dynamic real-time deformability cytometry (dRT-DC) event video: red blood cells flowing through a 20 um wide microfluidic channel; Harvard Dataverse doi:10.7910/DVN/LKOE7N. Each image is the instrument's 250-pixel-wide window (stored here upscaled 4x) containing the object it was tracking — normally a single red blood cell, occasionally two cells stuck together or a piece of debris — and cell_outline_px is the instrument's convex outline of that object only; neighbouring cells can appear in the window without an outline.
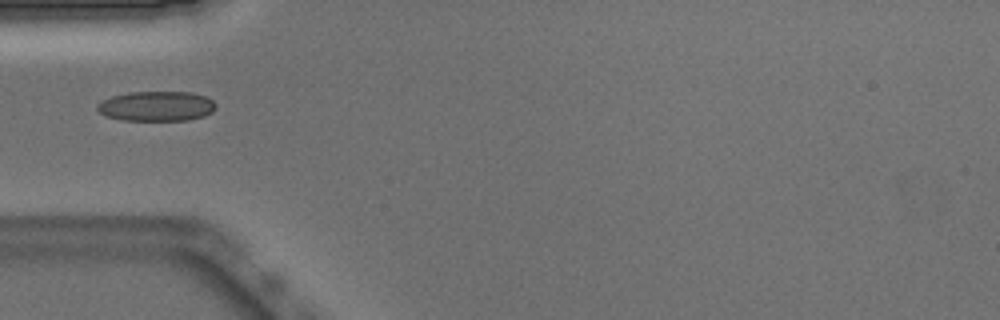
{"species": "Egyptian fruit bat (a non-hibernating species)", "species_latin": "Rousettus aegyptiacus", "temperature_condition": "warm", "stored_images_in_passage": 19, "camera_frame_rate_fps": 3000, "um_per_image_px": 0.085, "animal": {"sex": "male"}, "frame": {"image": 1, "passage_image": 1, "time_ms": 0.0, "image_size_px": [1000, 320], "cell_outline_px": [[216, 108], [212, 112], [204, 116], [188, 120], [120, 120], [108, 116], [100, 112], [96, 108], [96, 104], [112, 96], [128, 92], [192, 92], [204, 96], [212, 100], [216, 104]], "centroid_in_image_um": [13.32, 9.02], "position_along_channel_um": 71.7, "area_um2": 20.63}}